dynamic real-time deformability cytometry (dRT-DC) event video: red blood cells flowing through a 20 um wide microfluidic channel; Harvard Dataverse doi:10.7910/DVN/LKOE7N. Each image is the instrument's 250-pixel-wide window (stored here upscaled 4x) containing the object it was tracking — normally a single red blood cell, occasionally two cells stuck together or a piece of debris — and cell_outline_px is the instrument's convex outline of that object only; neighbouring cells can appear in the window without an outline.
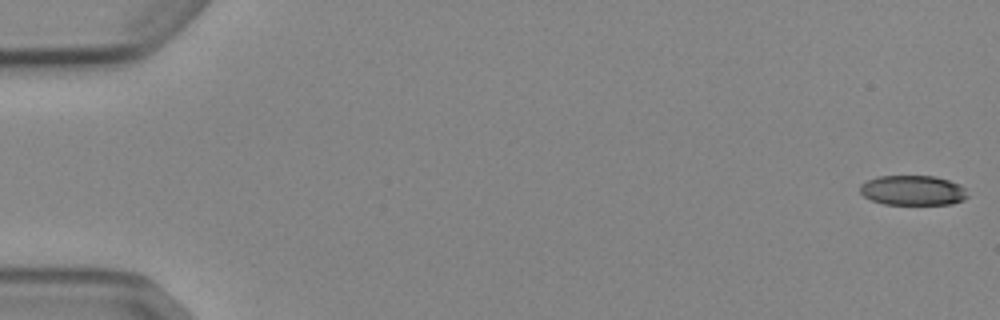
{"species": "Egyptian fruit bat (a non-hibernating species)", "species_latin": "Rousettus aegyptiacus", "temperature_condition": "cold", "stored_images_in_passage": 11, "camera_frame_rate_fps": 3000, "um_per_image_px": 0.085, "animal": {"sex": "female"}, "frame": {"image": 1, "passage_image": 1, "time_ms": 0.0, "image_size_px": [1000, 320], "cell_outline_px": [[968, 196], [964, 200], [952, 204], [884, 204], [872, 200], [864, 196], [860, 192], [860, 184], [876, 176], [936, 176], [960, 184], [964, 188]], "centroid_in_image_um": [77.59, 16.18], "position_along_channel_um": 7.4, "area_um2": 18.79}}